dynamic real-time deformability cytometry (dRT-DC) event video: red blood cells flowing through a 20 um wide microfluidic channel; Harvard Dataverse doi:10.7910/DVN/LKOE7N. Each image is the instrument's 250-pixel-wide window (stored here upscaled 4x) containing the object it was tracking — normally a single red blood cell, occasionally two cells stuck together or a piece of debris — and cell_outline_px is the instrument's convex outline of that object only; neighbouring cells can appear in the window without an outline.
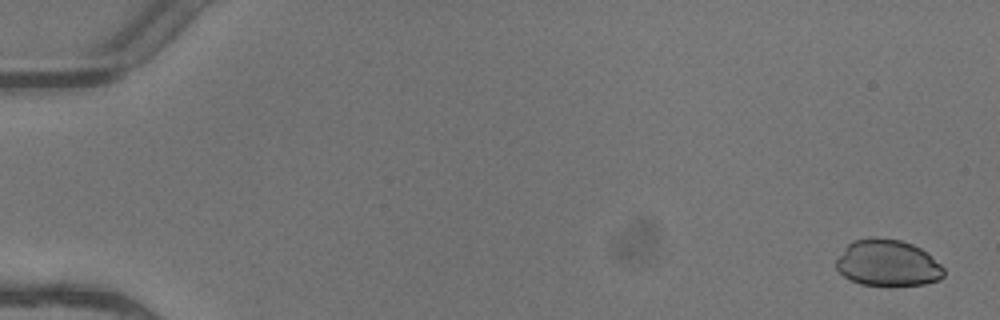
{"species": "common noctule bat (a hibernating species)", "species_latin": "Nyctalus noctula", "temperature_condition": "warm", "stored_images_in_passage": 6, "segment_of_instrument_passage": [1, 2], "camera_frame_rate_fps": 3000, "um_per_image_px": 0.085, "animal": {"sex": "female"}, "frame": {"image": 1, "passage_image": 1, "time_ms": 0.0, "image_size_px": [1000, 320], "cell_outline_px": [[944, 276], [940, 280], [924, 284], [888, 288], [860, 284], [844, 276], [836, 268], [836, 260], [844, 248], [852, 240], [872, 236], [876, 236], [900, 240], [912, 244], [928, 252], [944, 268]], "centroid_in_image_um": [75.46, 22.38], "position_along_channel_um": 9.5, "area_um2": 30.0}}